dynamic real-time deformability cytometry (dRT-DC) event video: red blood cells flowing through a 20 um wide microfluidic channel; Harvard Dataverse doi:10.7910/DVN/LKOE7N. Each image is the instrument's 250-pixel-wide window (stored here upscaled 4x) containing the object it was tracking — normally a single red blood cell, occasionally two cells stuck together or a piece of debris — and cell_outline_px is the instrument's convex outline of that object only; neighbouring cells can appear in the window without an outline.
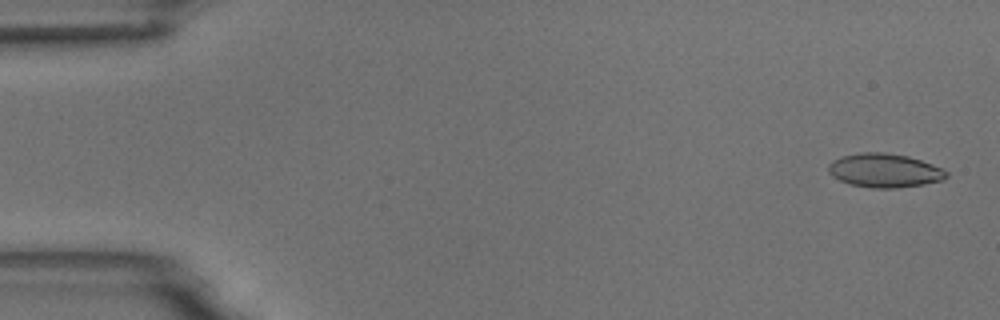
{"species": "common noctule bat (a hibernating species)", "species_latin": "Nyctalus noctula", "temperature_condition": "room temperature", "stored_images_in_passage": 5, "camera_frame_rate_fps": 3000, "um_per_image_px": 0.085, "animal": {"sex": "male", "body_mass_g": 18.8}, "frame": {"image": 1, "passage_image": 1, "time_ms": 0.0, "image_size_px": [1000, 320], "cell_outline_px": [[948, 176], [944, 180], [924, 184], [896, 188], [872, 188], [848, 184], [832, 176], [828, 172], [828, 164], [832, 160], [844, 156], [860, 152], [884, 152], [908, 156], [944, 168], [948, 172]], "centroid_in_image_um": [75.19, 14.49], "position_along_channel_um": 9.8, "area_um2": 23.47}}
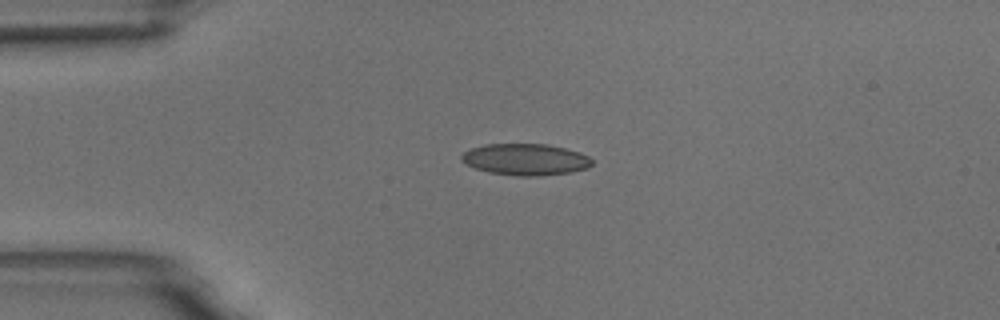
{"frame": {"image": 2, "passage_image": 4, "time_ms": 3.667, "image_size_px": [1000, 320], "cell_outline_px": [[592, 164], [588, 168], [572, 172], [536, 176], [520, 176], [488, 172], [476, 168], [460, 160], [460, 156], [464, 152], [472, 148], [484, 144], [548, 144], [580, 152], [588, 156], [592, 160]], "centroid_in_image_um": [44.68, 13.55], "position_along_channel_um": 40.3, "area_um2": 23.93}}